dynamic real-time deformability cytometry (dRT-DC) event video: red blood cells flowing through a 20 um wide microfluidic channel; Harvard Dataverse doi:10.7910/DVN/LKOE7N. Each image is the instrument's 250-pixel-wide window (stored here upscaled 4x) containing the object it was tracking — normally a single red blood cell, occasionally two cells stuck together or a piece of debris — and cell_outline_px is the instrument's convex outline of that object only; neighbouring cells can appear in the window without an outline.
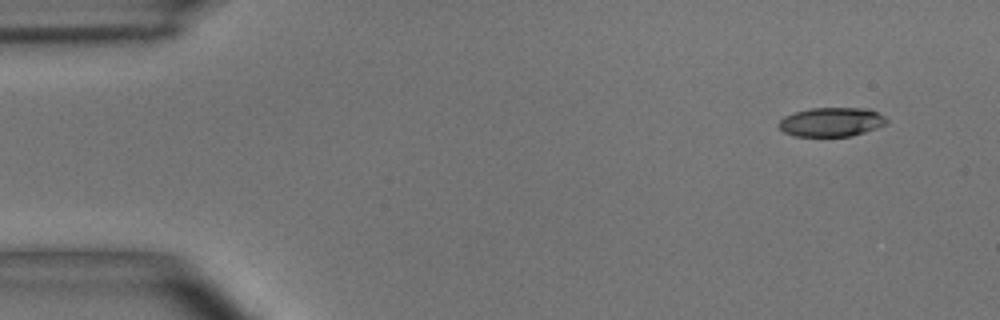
{"species": "common noctule bat (a hibernating species)", "species_latin": "Nyctalus noctula", "temperature_condition": "room temperature", "stored_images_in_passage": 4, "camera_frame_rate_fps": 3000, "um_per_image_px": 0.085, "animal": {"sex": "male", "body_mass_g": 15.6}, "frame": {"image": 1, "passage_image": 1, "time_ms": 0.0, "image_size_px": [1000, 320], "cell_outline_px": [[888, 120], [884, 124], [876, 128], [852, 136], [796, 136], [784, 132], [776, 124], [784, 116], [792, 112], [812, 108], [868, 108], [884, 116]], "centroid_in_image_um": [70.63, 10.36], "position_along_channel_um": 14.4, "area_um2": 18.26}}